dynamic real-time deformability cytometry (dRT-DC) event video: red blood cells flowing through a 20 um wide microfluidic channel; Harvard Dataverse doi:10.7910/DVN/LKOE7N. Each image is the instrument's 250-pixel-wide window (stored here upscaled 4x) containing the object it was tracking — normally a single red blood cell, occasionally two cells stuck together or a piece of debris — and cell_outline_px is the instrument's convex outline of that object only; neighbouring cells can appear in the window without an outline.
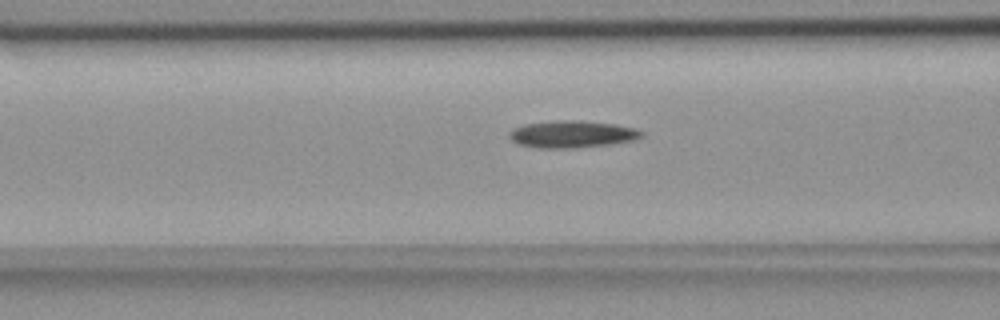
{"species": "common noctule bat (a hibernating species)", "species_latin": "Nyctalus noctula", "temperature_condition": "room temperature", "stored_images_in_passage": 55, "camera_frame_rate_fps": 3000, "um_per_image_px": 0.085, "animal": {"sex": "female", "body_mass_g": 18.4}, "frame": {"image": 1, "passage_image": 21, "time_ms": 6.667, "image_size_px": [1000, 320], "cell_outline_px": [[644, 136], [632, 140], [612, 144], [572, 148], [536, 148], [516, 144], [508, 136], [508, 132], [512, 128], [524, 124], [556, 120], [580, 120], [616, 124], [636, 128], [644, 132]], "centroid_in_image_um": [48.6, 11.4], "position_along_channel_um": 118.0, "area_um2": 21.21}}
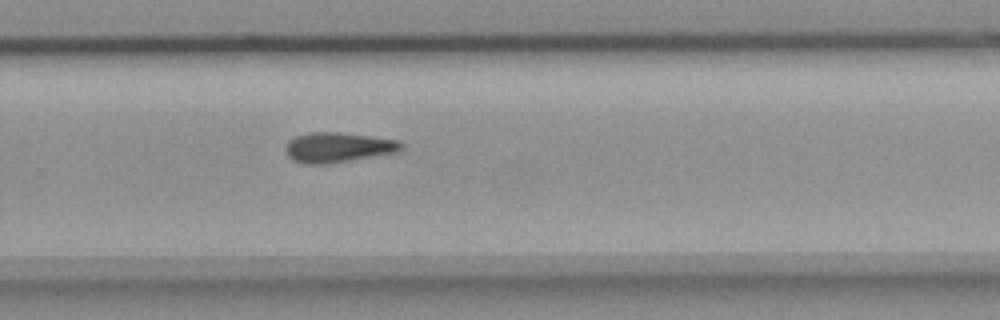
{"frame": {"image": 2, "passage_image": 36, "time_ms": 11.667, "image_size_px": [1000, 320], "cell_outline_px": [[404, 148], [396, 152], [324, 164], [304, 164], [292, 160], [288, 156], [284, 148], [288, 140], [296, 136], [312, 132], [340, 132], [372, 136], [400, 140], [404, 144]], "centroid_in_image_um": [28.72, 12.51], "position_along_channel_um": 301.1, "area_um2": 20.23}}
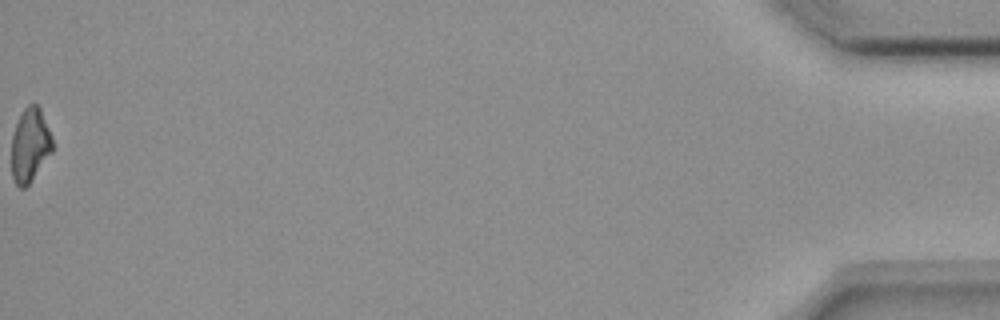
{"frame": {"image": 3, "passage_image": 55, "time_ms": 18.0, "image_size_px": [1000, 320], "cell_outline_px": [[52, 152], [28, 184], [24, 188], [20, 188], [16, 184], [12, 176], [12, 136], [16, 124], [24, 108], [28, 104], [36, 104], [40, 108], [52, 136]], "centroid_in_image_um": [2.55, 12.32], "position_along_channel_um": 432.7, "area_um2": 17.34}, "authors_computed_cell_mechanics": {"area_um2": 19.7676, "velocity_mm_per_s": 3.6713, "shape_relaxation_time_tau1_ms": 6.9509, "shape_relaxation_time_tau2_ms": null, "deformation_change_tau1": 0.1347, "deformation_change_tau2": null}}